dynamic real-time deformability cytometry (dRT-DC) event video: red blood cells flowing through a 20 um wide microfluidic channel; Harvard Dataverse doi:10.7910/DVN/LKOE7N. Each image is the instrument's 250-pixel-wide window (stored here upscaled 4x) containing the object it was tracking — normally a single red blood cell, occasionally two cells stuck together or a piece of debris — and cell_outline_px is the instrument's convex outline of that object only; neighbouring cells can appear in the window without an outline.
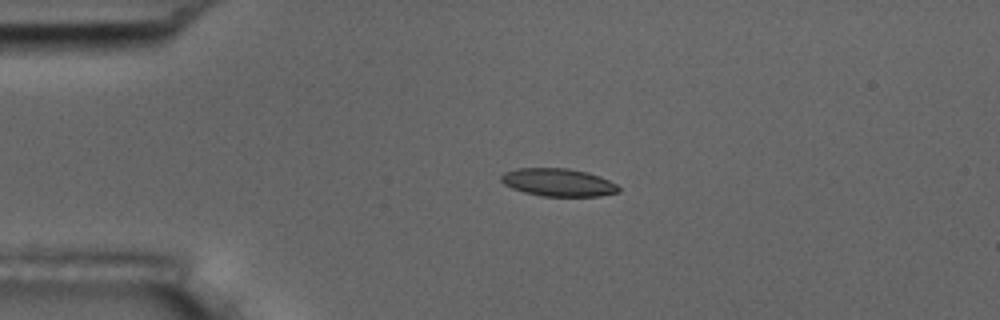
{"species": "common noctule bat (a hibernating species)", "species_latin": "Nyctalus noctula", "temperature_condition": "room temperature", "stored_images_in_passage": 5, "camera_frame_rate_fps": 3000, "um_per_image_px": 0.085, "animal": {"sex": "male", "body_mass_g": 17.5, "forearm_length_mm": 52.3}, "frame": {"image": 1, "passage_image": 4, "time_ms": 3.667, "image_size_px": [1000, 320], "cell_outline_px": [[620, 192], [600, 196], [540, 196], [524, 192], [512, 188], [504, 184], [500, 180], [500, 176], [504, 172], [516, 168], [568, 168], [588, 172], [600, 176], [616, 184], [620, 188]], "centroid_in_image_um": [47.44, 15.5], "position_along_channel_um": 37.6, "area_um2": 19.19}}